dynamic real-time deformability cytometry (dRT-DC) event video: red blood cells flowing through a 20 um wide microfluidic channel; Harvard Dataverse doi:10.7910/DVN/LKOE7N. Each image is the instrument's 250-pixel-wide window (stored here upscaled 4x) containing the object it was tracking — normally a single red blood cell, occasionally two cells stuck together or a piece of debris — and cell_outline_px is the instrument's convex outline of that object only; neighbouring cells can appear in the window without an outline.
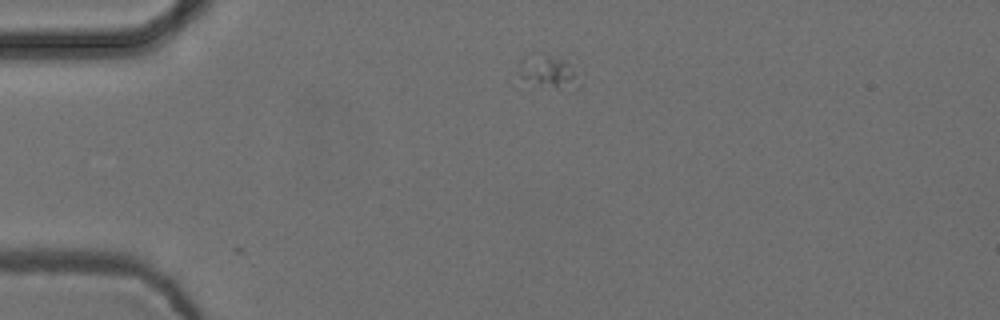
{"species": "common noctule bat (a hibernating species)", "species_latin": "Nyctalus noctula", "temperature_condition": "cold", "stored_images_in_passage": 3, "camera_frame_rate_fps": 3000, "um_per_image_px": 0.085, "animal": {"sex": "female", "body_mass_g": 24.6, "forearm_length_mm": 56.2}, "frame": {"image": 1, "passage_image": 1, "time_ms": 0.0, "image_size_px": [1000, 320], "cell_outline_px": [[572, 80], [556, 88], [520, 80], [520, 60], [528, 52], [544, 52], [564, 56], [572, 68]], "centroid_in_image_um": [46.36, 5.89], "position_along_channel_um": 38.6, "area_um2": 10.92}}